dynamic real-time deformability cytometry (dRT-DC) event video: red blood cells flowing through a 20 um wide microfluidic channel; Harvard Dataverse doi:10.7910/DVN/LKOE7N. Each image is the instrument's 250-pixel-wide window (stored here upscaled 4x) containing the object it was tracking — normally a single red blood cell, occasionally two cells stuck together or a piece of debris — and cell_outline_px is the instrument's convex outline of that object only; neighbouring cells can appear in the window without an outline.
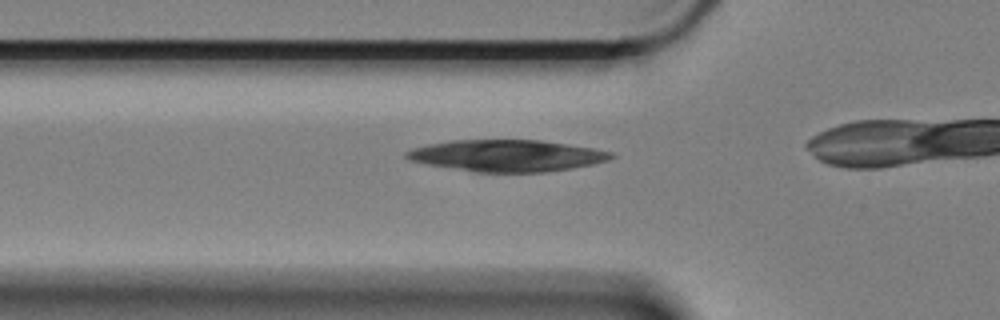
{"species": "Egyptian fruit bat (a non-hibernating species)", "species_latin": "Rousettus aegyptiacus", "temperature_condition": "cold", "stored_images_in_passage": 40, "camera_frame_rate_fps": 3000, "um_per_image_px": 0.085, "animal": {"sex": "female"}, "frame": {"image": 1, "passage_image": 13, "time_ms": 4.0, "image_size_px": [1000, 320], "cell_outline_px": [[616, 156], [608, 160], [592, 164], [544, 172], [476, 172], [428, 164], [408, 160], [404, 156], [404, 152], [412, 148], [428, 144], [448, 140], [540, 140], [592, 148], [612, 152]], "centroid_in_image_um": [43.03, 13.22], "position_along_channel_um": 82.8, "area_um2": 37.51}}
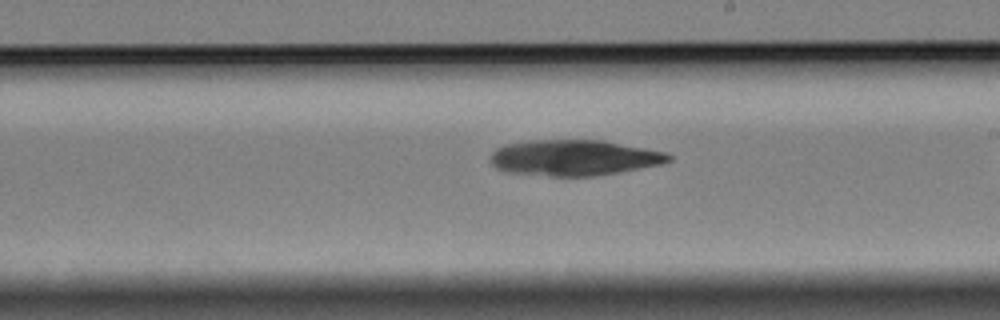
{"frame": {"image": 2, "passage_image": 27, "time_ms": 8.667, "image_size_px": [1000, 320], "cell_outline_px": [[672, 160], [660, 164], [596, 176], [548, 176], [508, 172], [496, 168], [492, 164], [492, 152], [496, 148], [504, 144], [528, 140], [604, 140], [664, 152], [672, 156]], "centroid_in_image_um": [48.76, 13.4], "position_along_channel_um": 240.2, "area_um2": 37.05}}
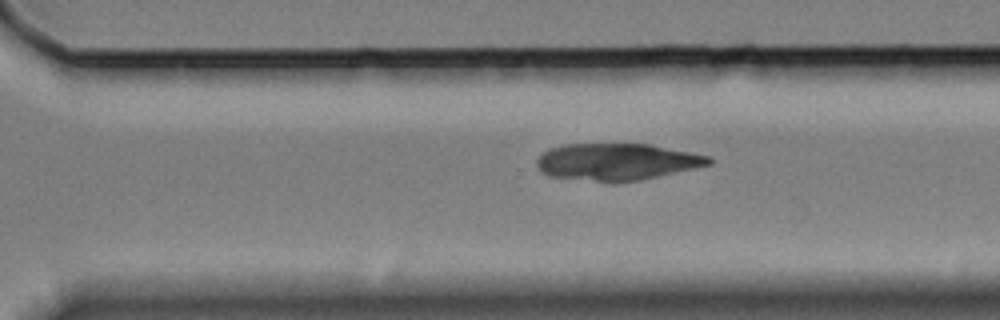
{"frame": {"image": 3, "passage_image": 34, "time_ms": 11.0, "image_size_px": [1000, 320], "cell_outline_px": [[712, 164], [640, 180], [596, 180], [548, 176], [540, 172], [536, 164], [536, 160], [548, 148], [560, 144], [648, 144], [712, 156]], "centroid_in_image_um": [52.42, 13.72], "position_along_channel_um": 318.2, "area_um2": 36.41}}